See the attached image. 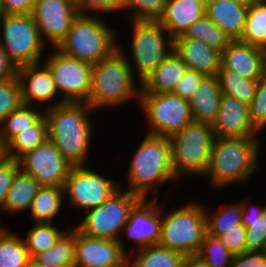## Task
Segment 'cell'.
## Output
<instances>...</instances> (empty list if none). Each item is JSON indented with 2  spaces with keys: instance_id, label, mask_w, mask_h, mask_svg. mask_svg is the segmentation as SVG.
Returning a JSON list of instances; mask_svg holds the SVG:
<instances>
[{
  "instance_id": "obj_25",
  "label": "cell",
  "mask_w": 266,
  "mask_h": 267,
  "mask_svg": "<svg viewBox=\"0 0 266 267\" xmlns=\"http://www.w3.org/2000/svg\"><path fill=\"white\" fill-rule=\"evenodd\" d=\"M221 96L216 76H205L189 100L193 120L212 125L220 108Z\"/></svg>"
},
{
  "instance_id": "obj_5",
  "label": "cell",
  "mask_w": 266,
  "mask_h": 267,
  "mask_svg": "<svg viewBox=\"0 0 266 267\" xmlns=\"http://www.w3.org/2000/svg\"><path fill=\"white\" fill-rule=\"evenodd\" d=\"M96 15L78 14L56 48L91 65L109 56L117 48V36L120 32L107 25L103 15Z\"/></svg>"
},
{
  "instance_id": "obj_53",
  "label": "cell",
  "mask_w": 266,
  "mask_h": 267,
  "mask_svg": "<svg viewBox=\"0 0 266 267\" xmlns=\"http://www.w3.org/2000/svg\"><path fill=\"white\" fill-rule=\"evenodd\" d=\"M5 15V12H4V9H3V6H2V2L0 0V19Z\"/></svg>"
},
{
  "instance_id": "obj_4",
  "label": "cell",
  "mask_w": 266,
  "mask_h": 267,
  "mask_svg": "<svg viewBox=\"0 0 266 267\" xmlns=\"http://www.w3.org/2000/svg\"><path fill=\"white\" fill-rule=\"evenodd\" d=\"M93 65L92 89L88 104L94 110L116 108L139 101L141 83L135 79L123 45ZM137 82V83H136Z\"/></svg>"
},
{
  "instance_id": "obj_37",
  "label": "cell",
  "mask_w": 266,
  "mask_h": 267,
  "mask_svg": "<svg viewBox=\"0 0 266 267\" xmlns=\"http://www.w3.org/2000/svg\"><path fill=\"white\" fill-rule=\"evenodd\" d=\"M53 223H35L23 238L31 259L48 250L67 231Z\"/></svg>"
},
{
  "instance_id": "obj_16",
  "label": "cell",
  "mask_w": 266,
  "mask_h": 267,
  "mask_svg": "<svg viewBox=\"0 0 266 267\" xmlns=\"http://www.w3.org/2000/svg\"><path fill=\"white\" fill-rule=\"evenodd\" d=\"M74 267H128V252L118 240L88 237L75 228Z\"/></svg>"
},
{
  "instance_id": "obj_7",
  "label": "cell",
  "mask_w": 266,
  "mask_h": 267,
  "mask_svg": "<svg viewBox=\"0 0 266 267\" xmlns=\"http://www.w3.org/2000/svg\"><path fill=\"white\" fill-rule=\"evenodd\" d=\"M188 202L180 208L170 210V213H166L164 203L161 204V231L158 242L163 247L185 256L198 254L207 233L205 207L198 202Z\"/></svg>"
},
{
  "instance_id": "obj_6",
  "label": "cell",
  "mask_w": 266,
  "mask_h": 267,
  "mask_svg": "<svg viewBox=\"0 0 266 267\" xmlns=\"http://www.w3.org/2000/svg\"><path fill=\"white\" fill-rule=\"evenodd\" d=\"M169 139L172 170L178 181L184 176L198 175L203 178L208 169L215 140L212 125L193 120Z\"/></svg>"
},
{
  "instance_id": "obj_8",
  "label": "cell",
  "mask_w": 266,
  "mask_h": 267,
  "mask_svg": "<svg viewBox=\"0 0 266 267\" xmlns=\"http://www.w3.org/2000/svg\"><path fill=\"white\" fill-rule=\"evenodd\" d=\"M141 198L136 193L120 188L99 206L83 212L85 217L74 227L88 237L118 240L127 252L120 232L129 219L131 209Z\"/></svg>"
},
{
  "instance_id": "obj_44",
  "label": "cell",
  "mask_w": 266,
  "mask_h": 267,
  "mask_svg": "<svg viewBox=\"0 0 266 267\" xmlns=\"http://www.w3.org/2000/svg\"><path fill=\"white\" fill-rule=\"evenodd\" d=\"M76 8L82 15H91L94 12L93 15L99 13L101 16V13L107 15L118 10L123 11L124 0H78Z\"/></svg>"
},
{
  "instance_id": "obj_24",
  "label": "cell",
  "mask_w": 266,
  "mask_h": 267,
  "mask_svg": "<svg viewBox=\"0 0 266 267\" xmlns=\"http://www.w3.org/2000/svg\"><path fill=\"white\" fill-rule=\"evenodd\" d=\"M182 58L173 50L141 83L140 93L171 92L187 70Z\"/></svg>"
},
{
  "instance_id": "obj_9",
  "label": "cell",
  "mask_w": 266,
  "mask_h": 267,
  "mask_svg": "<svg viewBox=\"0 0 266 267\" xmlns=\"http://www.w3.org/2000/svg\"><path fill=\"white\" fill-rule=\"evenodd\" d=\"M130 23L132 24V40L129 54H131L132 63L129 60V65L134 77L142 83L173 51L174 39L159 21L130 20Z\"/></svg>"
},
{
  "instance_id": "obj_13",
  "label": "cell",
  "mask_w": 266,
  "mask_h": 267,
  "mask_svg": "<svg viewBox=\"0 0 266 267\" xmlns=\"http://www.w3.org/2000/svg\"><path fill=\"white\" fill-rule=\"evenodd\" d=\"M94 170L86 165L73 166L64 183V196L78 212L99 206L120 189L119 180L115 182Z\"/></svg>"
},
{
  "instance_id": "obj_22",
  "label": "cell",
  "mask_w": 266,
  "mask_h": 267,
  "mask_svg": "<svg viewBox=\"0 0 266 267\" xmlns=\"http://www.w3.org/2000/svg\"><path fill=\"white\" fill-rule=\"evenodd\" d=\"M248 6L234 0H205V15L231 41L239 40L245 28Z\"/></svg>"
},
{
  "instance_id": "obj_41",
  "label": "cell",
  "mask_w": 266,
  "mask_h": 267,
  "mask_svg": "<svg viewBox=\"0 0 266 267\" xmlns=\"http://www.w3.org/2000/svg\"><path fill=\"white\" fill-rule=\"evenodd\" d=\"M23 104L18 78L0 80V126L6 116Z\"/></svg>"
},
{
  "instance_id": "obj_15",
  "label": "cell",
  "mask_w": 266,
  "mask_h": 267,
  "mask_svg": "<svg viewBox=\"0 0 266 267\" xmlns=\"http://www.w3.org/2000/svg\"><path fill=\"white\" fill-rule=\"evenodd\" d=\"M78 14L77 8L66 0H35L31 12L42 41L52 47L65 38Z\"/></svg>"
},
{
  "instance_id": "obj_19",
  "label": "cell",
  "mask_w": 266,
  "mask_h": 267,
  "mask_svg": "<svg viewBox=\"0 0 266 267\" xmlns=\"http://www.w3.org/2000/svg\"><path fill=\"white\" fill-rule=\"evenodd\" d=\"M215 137L240 138L259 137L249 116V105L235 97L222 94L220 108L212 124Z\"/></svg>"
},
{
  "instance_id": "obj_50",
  "label": "cell",
  "mask_w": 266,
  "mask_h": 267,
  "mask_svg": "<svg viewBox=\"0 0 266 267\" xmlns=\"http://www.w3.org/2000/svg\"><path fill=\"white\" fill-rule=\"evenodd\" d=\"M183 267H211L197 255L186 256Z\"/></svg>"
},
{
  "instance_id": "obj_52",
  "label": "cell",
  "mask_w": 266,
  "mask_h": 267,
  "mask_svg": "<svg viewBox=\"0 0 266 267\" xmlns=\"http://www.w3.org/2000/svg\"><path fill=\"white\" fill-rule=\"evenodd\" d=\"M26 267H42L38 263H36L34 260H30Z\"/></svg>"
},
{
  "instance_id": "obj_17",
  "label": "cell",
  "mask_w": 266,
  "mask_h": 267,
  "mask_svg": "<svg viewBox=\"0 0 266 267\" xmlns=\"http://www.w3.org/2000/svg\"><path fill=\"white\" fill-rule=\"evenodd\" d=\"M133 242V247L158 244L161 231V204L157 198H141L131 209L129 219L121 234Z\"/></svg>"
},
{
  "instance_id": "obj_11",
  "label": "cell",
  "mask_w": 266,
  "mask_h": 267,
  "mask_svg": "<svg viewBox=\"0 0 266 267\" xmlns=\"http://www.w3.org/2000/svg\"><path fill=\"white\" fill-rule=\"evenodd\" d=\"M138 104L148 123L147 134L170 137L193 121L189 101L171 92L140 93Z\"/></svg>"
},
{
  "instance_id": "obj_57",
  "label": "cell",
  "mask_w": 266,
  "mask_h": 267,
  "mask_svg": "<svg viewBox=\"0 0 266 267\" xmlns=\"http://www.w3.org/2000/svg\"><path fill=\"white\" fill-rule=\"evenodd\" d=\"M1 220V219H0ZM3 225H2V221L0 222V230L2 229Z\"/></svg>"
},
{
  "instance_id": "obj_39",
  "label": "cell",
  "mask_w": 266,
  "mask_h": 267,
  "mask_svg": "<svg viewBox=\"0 0 266 267\" xmlns=\"http://www.w3.org/2000/svg\"><path fill=\"white\" fill-rule=\"evenodd\" d=\"M168 0H124L122 13L134 21H159Z\"/></svg>"
},
{
  "instance_id": "obj_29",
  "label": "cell",
  "mask_w": 266,
  "mask_h": 267,
  "mask_svg": "<svg viewBox=\"0 0 266 267\" xmlns=\"http://www.w3.org/2000/svg\"><path fill=\"white\" fill-rule=\"evenodd\" d=\"M242 203V224L246 227V252H261L266 245V203L257 207ZM253 206V207H252Z\"/></svg>"
},
{
  "instance_id": "obj_45",
  "label": "cell",
  "mask_w": 266,
  "mask_h": 267,
  "mask_svg": "<svg viewBox=\"0 0 266 267\" xmlns=\"http://www.w3.org/2000/svg\"><path fill=\"white\" fill-rule=\"evenodd\" d=\"M19 168V160L5 156L0 159V208L3 206L8 191L15 181V172Z\"/></svg>"
},
{
  "instance_id": "obj_2",
  "label": "cell",
  "mask_w": 266,
  "mask_h": 267,
  "mask_svg": "<svg viewBox=\"0 0 266 267\" xmlns=\"http://www.w3.org/2000/svg\"><path fill=\"white\" fill-rule=\"evenodd\" d=\"M264 137H215L208 169L203 178L215 192L232 184L247 183L258 171ZM259 166V167H258Z\"/></svg>"
},
{
  "instance_id": "obj_43",
  "label": "cell",
  "mask_w": 266,
  "mask_h": 267,
  "mask_svg": "<svg viewBox=\"0 0 266 267\" xmlns=\"http://www.w3.org/2000/svg\"><path fill=\"white\" fill-rule=\"evenodd\" d=\"M207 233L219 237L221 242L234 255L246 252V227L241 223L237 228L228 230H207Z\"/></svg>"
},
{
  "instance_id": "obj_42",
  "label": "cell",
  "mask_w": 266,
  "mask_h": 267,
  "mask_svg": "<svg viewBox=\"0 0 266 267\" xmlns=\"http://www.w3.org/2000/svg\"><path fill=\"white\" fill-rule=\"evenodd\" d=\"M252 125L260 133L266 127V75L258 80L255 96L249 104Z\"/></svg>"
},
{
  "instance_id": "obj_38",
  "label": "cell",
  "mask_w": 266,
  "mask_h": 267,
  "mask_svg": "<svg viewBox=\"0 0 266 267\" xmlns=\"http://www.w3.org/2000/svg\"><path fill=\"white\" fill-rule=\"evenodd\" d=\"M197 256L211 267H231L234 254L219 237L206 233Z\"/></svg>"
},
{
  "instance_id": "obj_51",
  "label": "cell",
  "mask_w": 266,
  "mask_h": 267,
  "mask_svg": "<svg viewBox=\"0 0 266 267\" xmlns=\"http://www.w3.org/2000/svg\"><path fill=\"white\" fill-rule=\"evenodd\" d=\"M234 1L250 6L253 2L258 1V0H234Z\"/></svg>"
},
{
  "instance_id": "obj_28",
  "label": "cell",
  "mask_w": 266,
  "mask_h": 267,
  "mask_svg": "<svg viewBox=\"0 0 266 267\" xmlns=\"http://www.w3.org/2000/svg\"><path fill=\"white\" fill-rule=\"evenodd\" d=\"M65 198L63 187L40 186L28 209L31 218L35 223H54V218L62 211Z\"/></svg>"
},
{
  "instance_id": "obj_14",
  "label": "cell",
  "mask_w": 266,
  "mask_h": 267,
  "mask_svg": "<svg viewBox=\"0 0 266 267\" xmlns=\"http://www.w3.org/2000/svg\"><path fill=\"white\" fill-rule=\"evenodd\" d=\"M20 168L41 186L63 187L73 165L49 138L19 159Z\"/></svg>"
},
{
  "instance_id": "obj_56",
  "label": "cell",
  "mask_w": 266,
  "mask_h": 267,
  "mask_svg": "<svg viewBox=\"0 0 266 267\" xmlns=\"http://www.w3.org/2000/svg\"><path fill=\"white\" fill-rule=\"evenodd\" d=\"M261 253L263 254L265 260H266V245L265 247L263 248V250L261 251Z\"/></svg>"
},
{
  "instance_id": "obj_46",
  "label": "cell",
  "mask_w": 266,
  "mask_h": 267,
  "mask_svg": "<svg viewBox=\"0 0 266 267\" xmlns=\"http://www.w3.org/2000/svg\"><path fill=\"white\" fill-rule=\"evenodd\" d=\"M204 77L203 73L187 68L185 74L174 86L171 93L189 101Z\"/></svg>"
},
{
  "instance_id": "obj_34",
  "label": "cell",
  "mask_w": 266,
  "mask_h": 267,
  "mask_svg": "<svg viewBox=\"0 0 266 267\" xmlns=\"http://www.w3.org/2000/svg\"><path fill=\"white\" fill-rule=\"evenodd\" d=\"M31 260L24 239L5 226L0 230V267H26Z\"/></svg>"
},
{
  "instance_id": "obj_23",
  "label": "cell",
  "mask_w": 266,
  "mask_h": 267,
  "mask_svg": "<svg viewBox=\"0 0 266 267\" xmlns=\"http://www.w3.org/2000/svg\"><path fill=\"white\" fill-rule=\"evenodd\" d=\"M205 15V0H168L159 22L174 39Z\"/></svg>"
},
{
  "instance_id": "obj_32",
  "label": "cell",
  "mask_w": 266,
  "mask_h": 267,
  "mask_svg": "<svg viewBox=\"0 0 266 267\" xmlns=\"http://www.w3.org/2000/svg\"><path fill=\"white\" fill-rule=\"evenodd\" d=\"M22 104L6 116L0 126V142L4 147L15 135L34 126L43 116L44 109Z\"/></svg>"
},
{
  "instance_id": "obj_33",
  "label": "cell",
  "mask_w": 266,
  "mask_h": 267,
  "mask_svg": "<svg viewBox=\"0 0 266 267\" xmlns=\"http://www.w3.org/2000/svg\"><path fill=\"white\" fill-rule=\"evenodd\" d=\"M215 76L222 94L235 97L248 105L254 99L259 79H248L239 76L234 71L225 69L222 66Z\"/></svg>"
},
{
  "instance_id": "obj_48",
  "label": "cell",
  "mask_w": 266,
  "mask_h": 267,
  "mask_svg": "<svg viewBox=\"0 0 266 267\" xmlns=\"http://www.w3.org/2000/svg\"><path fill=\"white\" fill-rule=\"evenodd\" d=\"M5 14H31L35 0H1Z\"/></svg>"
},
{
  "instance_id": "obj_30",
  "label": "cell",
  "mask_w": 266,
  "mask_h": 267,
  "mask_svg": "<svg viewBox=\"0 0 266 267\" xmlns=\"http://www.w3.org/2000/svg\"><path fill=\"white\" fill-rule=\"evenodd\" d=\"M32 260L42 267H74L75 227H69L52 247L36 254Z\"/></svg>"
},
{
  "instance_id": "obj_31",
  "label": "cell",
  "mask_w": 266,
  "mask_h": 267,
  "mask_svg": "<svg viewBox=\"0 0 266 267\" xmlns=\"http://www.w3.org/2000/svg\"><path fill=\"white\" fill-rule=\"evenodd\" d=\"M49 138L48 122L45 115L32 127L15 135L5 146L4 156L19 160Z\"/></svg>"
},
{
  "instance_id": "obj_27",
  "label": "cell",
  "mask_w": 266,
  "mask_h": 267,
  "mask_svg": "<svg viewBox=\"0 0 266 267\" xmlns=\"http://www.w3.org/2000/svg\"><path fill=\"white\" fill-rule=\"evenodd\" d=\"M41 185L28 173L19 168L15 172V181L11 185L5 202L0 210L12 214L28 211L30 204Z\"/></svg>"
},
{
  "instance_id": "obj_49",
  "label": "cell",
  "mask_w": 266,
  "mask_h": 267,
  "mask_svg": "<svg viewBox=\"0 0 266 267\" xmlns=\"http://www.w3.org/2000/svg\"><path fill=\"white\" fill-rule=\"evenodd\" d=\"M18 67L0 45V80L17 78Z\"/></svg>"
},
{
  "instance_id": "obj_40",
  "label": "cell",
  "mask_w": 266,
  "mask_h": 267,
  "mask_svg": "<svg viewBox=\"0 0 266 267\" xmlns=\"http://www.w3.org/2000/svg\"><path fill=\"white\" fill-rule=\"evenodd\" d=\"M216 213H208L205 209L206 228L207 230H228L230 228H237V224H241L242 220V203L234 202L224 205Z\"/></svg>"
},
{
  "instance_id": "obj_3",
  "label": "cell",
  "mask_w": 266,
  "mask_h": 267,
  "mask_svg": "<svg viewBox=\"0 0 266 267\" xmlns=\"http://www.w3.org/2000/svg\"><path fill=\"white\" fill-rule=\"evenodd\" d=\"M128 167V184L120 188L136 193L142 198L159 197L161 185L174 181L176 178L172 170L171 142L169 137L146 134L137 146ZM157 188V189H156Z\"/></svg>"
},
{
  "instance_id": "obj_55",
  "label": "cell",
  "mask_w": 266,
  "mask_h": 267,
  "mask_svg": "<svg viewBox=\"0 0 266 267\" xmlns=\"http://www.w3.org/2000/svg\"><path fill=\"white\" fill-rule=\"evenodd\" d=\"M66 1L72 3L75 7H76L77 4H78V0H66Z\"/></svg>"
},
{
  "instance_id": "obj_26",
  "label": "cell",
  "mask_w": 266,
  "mask_h": 267,
  "mask_svg": "<svg viewBox=\"0 0 266 267\" xmlns=\"http://www.w3.org/2000/svg\"><path fill=\"white\" fill-rule=\"evenodd\" d=\"M129 251L128 267H183L186 258L183 253L170 250L160 244L149 245L136 250L133 248ZM132 255H135L134 258L131 257Z\"/></svg>"
},
{
  "instance_id": "obj_54",
  "label": "cell",
  "mask_w": 266,
  "mask_h": 267,
  "mask_svg": "<svg viewBox=\"0 0 266 267\" xmlns=\"http://www.w3.org/2000/svg\"><path fill=\"white\" fill-rule=\"evenodd\" d=\"M4 156V147L2 146L0 142V159Z\"/></svg>"
},
{
  "instance_id": "obj_18",
  "label": "cell",
  "mask_w": 266,
  "mask_h": 267,
  "mask_svg": "<svg viewBox=\"0 0 266 267\" xmlns=\"http://www.w3.org/2000/svg\"><path fill=\"white\" fill-rule=\"evenodd\" d=\"M17 78L21 87L23 104L34 107L43 106L44 110L58 105L56 101V97L59 96L58 90L49 68L43 62L18 67ZM48 101L53 103L48 105ZM43 102L44 105H42ZM37 104L42 106H37Z\"/></svg>"
},
{
  "instance_id": "obj_12",
  "label": "cell",
  "mask_w": 266,
  "mask_h": 267,
  "mask_svg": "<svg viewBox=\"0 0 266 267\" xmlns=\"http://www.w3.org/2000/svg\"><path fill=\"white\" fill-rule=\"evenodd\" d=\"M53 50L42 62L49 68L61 94L58 105L64 102L87 103L92 89L93 65L70 57L56 47Z\"/></svg>"
},
{
  "instance_id": "obj_47",
  "label": "cell",
  "mask_w": 266,
  "mask_h": 267,
  "mask_svg": "<svg viewBox=\"0 0 266 267\" xmlns=\"http://www.w3.org/2000/svg\"><path fill=\"white\" fill-rule=\"evenodd\" d=\"M231 267H266V260L261 252L247 251L234 255Z\"/></svg>"
},
{
  "instance_id": "obj_10",
  "label": "cell",
  "mask_w": 266,
  "mask_h": 267,
  "mask_svg": "<svg viewBox=\"0 0 266 267\" xmlns=\"http://www.w3.org/2000/svg\"><path fill=\"white\" fill-rule=\"evenodd\" d=\"M0 30V45L17 67L42 62L47 44L31 14H5Z\"/></svg>"
},
{
  "instance_id": "obj_21",
  "label": "cell",
  "mask_w": 266,
  "mask_h": 267,
  "mask_svg": "<svg viewBox=\"0 0 266 267\" xmlns=\"http://www.w3.org/2000/svg\"><path fill=\"white\" fill-rule=\"evenodd\" d=\"M189 69L215 76L221 67V52L207 43L189 38H174V49Z\"/></svg>"
},
{
  "instance_id": "obj_35",
  "label": "cell",
  "mask_w": 266,
  "mask_h": 267,
  "mask_svg": "<svg viewBox=\"0 0 266 267\" xmlns=\"http://www.w3.org/2000/svg\"><path fill=\"white\" fill-rule=\"evenodd\" d=\"M239 41L266 49V1L258 0L248 6L245 28Z\"/></svg>"
},
{
  "instance_id": "obj_1",
  "label": "cell",
  "mask_w": 266,
  "mask_h": 267,
  "mask_svg": "<svg viewBox=\"0 0 266 267\" xmlns=\"http://www.w3.org/2000/svg\"><path fill=\"white\" fill-rule=\"evenodd\" d=\"M92 111L85 102H64L44 110L49 139L73 166L86 165L90 155L94 133V121L89 116Z\"/></svg>"
},
{
  "instance_id": "obj_36",
  "label": "cell",
  "mask_w": 266,
  "mask_h": 267,
  "mask_svg": "<svg viewBox=\"0 0 266 267\" xmlns=\"http://www.w3.org/2000/svg\"><path fill=\"white\" fill-rule=\"evenodd\" d=\"M176 38H189L201 40L210 47L222 52L231 42L223 30L211 21L206 15L194 22L183 35Z\"/></svg>"
},
{
  "instance_id": "obj_20",
  "label": "cell",
  "mask_w": 266,
  "mask_h": 267,
  "mask_svg": "<svg viewBox=\"0 0 266 267\" xmlns=\"http://www.w3.org/2000/svg\"><path fill=\"white\" fill-rule=\"evenodd\" d=\"M221 66L248 79H260L266 75V52L264 49L231 41L221 52Z\"/></svg>"
}]
</instances>
